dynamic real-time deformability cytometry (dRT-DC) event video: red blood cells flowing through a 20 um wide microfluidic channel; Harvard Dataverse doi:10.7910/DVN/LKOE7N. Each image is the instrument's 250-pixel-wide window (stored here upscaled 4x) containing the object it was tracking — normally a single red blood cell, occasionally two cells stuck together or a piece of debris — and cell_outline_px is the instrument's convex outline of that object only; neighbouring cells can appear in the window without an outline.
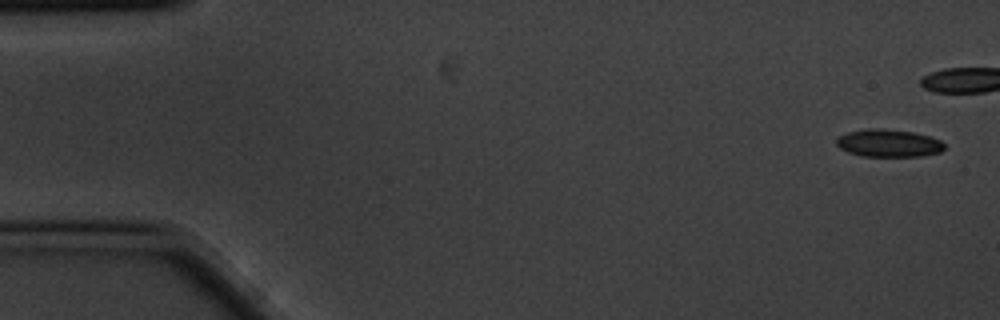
{"species": "common noctule bat (a hibernating species)", "species_latin": "Nyctalus noctula", "temperature_condition": "cold", "stored_images_in_passage": 4, "camera_frame_rate_fps": 3000, "um_per_image_px": 0.085, "animal": {"sex": "male", "body_mass_g": 20.1, "forearm_length_mm": 53.5}, "frame": {"image": 1, "passage_image": 1, "time_ms": 0.0, "image_size_px": [1000, 320], "cell_outline_px": [[944, 148], [940, 152], [920, 156], [864, 156], [848, 152], [840, 148], [836, 144], [836, 140], [840, 136], [848, 132], [868, 128], [880, 128], [912, 132], [928, 136], [940, 140], [944, 144]], "centroid_in_image_um": [75.52, 12.16], "position_along_channel_um": 9.5, "area_um2": 17.17}}